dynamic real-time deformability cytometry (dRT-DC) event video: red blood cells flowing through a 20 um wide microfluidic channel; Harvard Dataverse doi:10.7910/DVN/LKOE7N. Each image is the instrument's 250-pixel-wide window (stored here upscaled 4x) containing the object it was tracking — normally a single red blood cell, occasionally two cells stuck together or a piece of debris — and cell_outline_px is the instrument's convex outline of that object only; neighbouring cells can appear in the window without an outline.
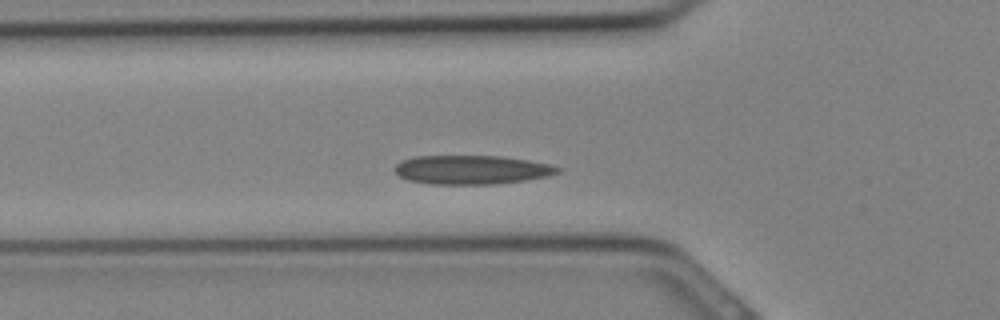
{"species": "Egyptian fruit bat (a non-hibernating species)", "species_latin": "Rousettus aegyptiacus", "temperature_condition": "cold", "stored_images_in_passage": 21, "camera_frame_rate_fps": 3000, "um_per_image_px": 0.085, "animal": {"sex": "female"}, "frame": {"image": 1, "passage_image": 3, "time_ms": 0.667, "image_size_px": [1000, 320], "cell_outline_px": [[564, 168], [560, 172], [548, 176], [524, 180], [492, 184], [428, 184], [408, 180], [400, 176], [392, 168], [400, 160], [416, 156], [500, 156], [528, 160], [552, 164]], "centroid_in_image_um": [40.1, 14.42], "position_along_channel_um": 85.7, "area_um2": 27.69}}
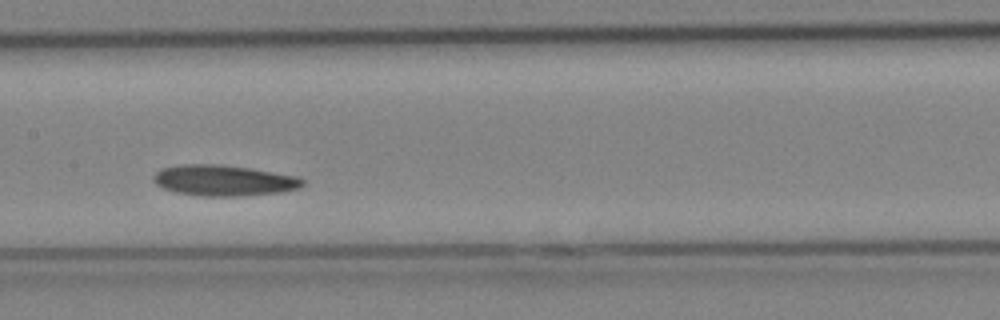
{"frame": {"image": 2, "passage_image": 8, "time_ms": 2.333, "image_size_px": [1000, 320], "cell_outline_px": [[304, 184], [296, 188], [280, 192], [240, 196], [200, 196], [176, 192], [164, 188], [156, 184], [152, 180], [152, 176], [160, 168], [180, 164], [220, 164], [248, 168], [296, 176], [304, 180]], "centroid_in_image_um": [18.95, 15.33], "position_along_channel_um": 188.5, "area_um2": 26.7}}
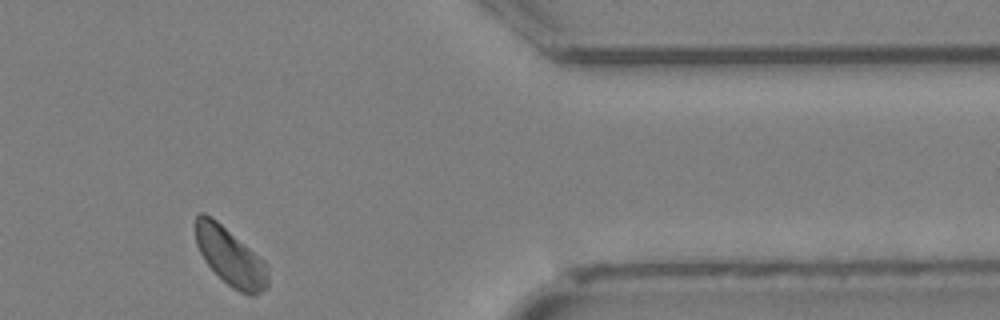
{"frame": {"image": 3, "passage_image": 19, "time_ms": 6.0, "image_size_px": [1000, 320], "cell_outline_px": [[268, 288], [252, 296], [248, 296], [232, 288], [204, 260], [196, 244], [196, 216], [200, 212], [204, 212], [216, 220], [264, 260], [268, 272]], "centroid_in_image_um": [19.59, 21.84], "position_along_channel_um": 391.8, "area_um2": 24.1}}